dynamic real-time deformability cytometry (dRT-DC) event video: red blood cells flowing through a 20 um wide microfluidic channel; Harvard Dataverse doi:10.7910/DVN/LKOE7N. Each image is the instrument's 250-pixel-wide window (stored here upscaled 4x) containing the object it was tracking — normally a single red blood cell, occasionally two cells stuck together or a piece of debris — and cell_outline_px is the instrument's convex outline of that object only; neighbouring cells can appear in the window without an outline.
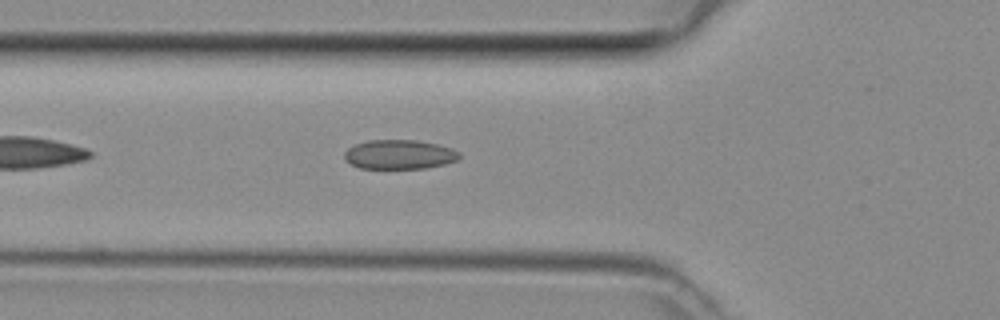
{"species": "common noctule bat (a hibernating species)", "species_latin": "Nyctalus noctula", "temperature_condition": "room temperature", "stored_images_in_passage": 33, "camera_frame_rate_fps": 3000, "um_per_image_px": 0.085, "animal": {"sex": "female", "body_mass_g": 29.2, "forearm_length_mm": 56.3}, "frame": {"image": 1, "passage_image": 5, "time_ms": 1.333, "image_size_px": [1000, 320], "cell_outline_px": [[460, 156], [456, 160], [444, 164], [424, 168], [360, 168], [344, 160], [344, 152], [348, 148], [356, 144], [368, 140], [416, 140], [436, 144], [452, 148], [460, 152]], "centroid_in_image_um": [33.93, 13.12], "position_along_channel_um": 91.9, "area_um2": 19.54}}
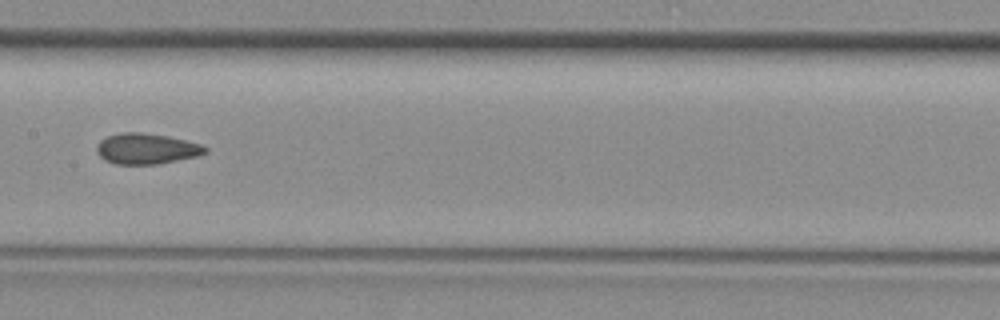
{"frame": {"image": 2, "passage_image": 12, "time_ms": 3.667, "image_size_px": [1000, 320], "cell_outline_px": [[208, 152], [196, 156], [160, 164], [116, 164], [104, 160], [96, 152], [96, 144], [100, 140], [108, 136], [120, 132], [140, 132], [168, 136], [204, 144], [208, 148]], "centroid_in_image_um": [12.46, 12.64], "position_along_channel_um": 194.9, "area_um2": 19.65}}
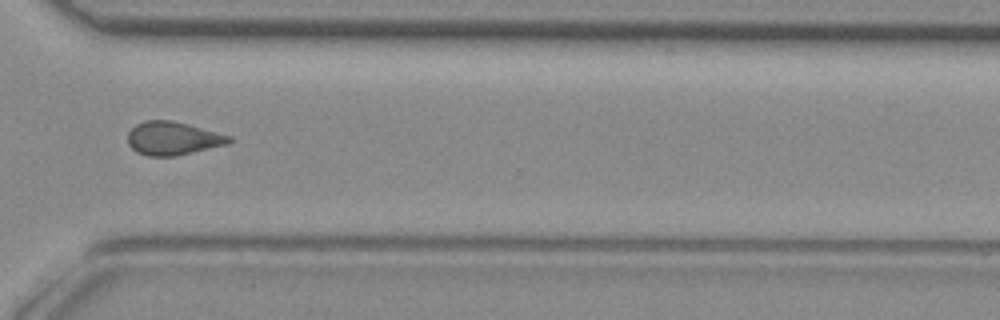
{"frame": {"image": 3, "passage_image": 23, "time_ms": 7.333, "image_size_px": [1000, 320], "cell_outline_px": [[232, 140], [228, 144], [176, 156], [148, 156], [136, 152], [128, 144], [128, 132], [136, 124], [144, 120], [172, 120], [188, 124], [232, 136]], "centroid_in_image_um": [14.69, 11.76], "position_along_channel_um": 355.9, "area_um2": 19.77}}